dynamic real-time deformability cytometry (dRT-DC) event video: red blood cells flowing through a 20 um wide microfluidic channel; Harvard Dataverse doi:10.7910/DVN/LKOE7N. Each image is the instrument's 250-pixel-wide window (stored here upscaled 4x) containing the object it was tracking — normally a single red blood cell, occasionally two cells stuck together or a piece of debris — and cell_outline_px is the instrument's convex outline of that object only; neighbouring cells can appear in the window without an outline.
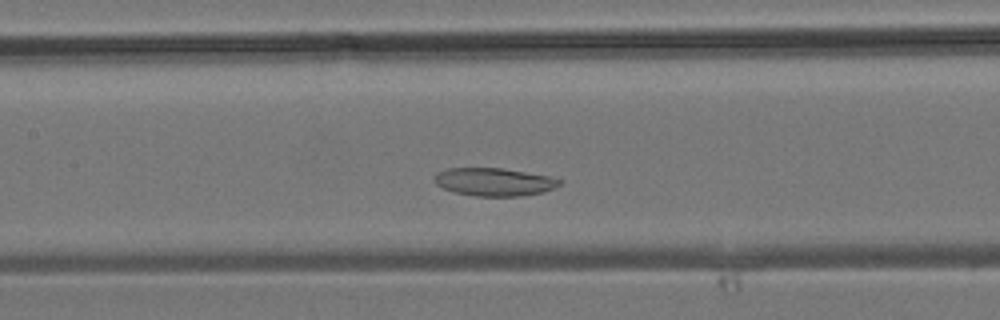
{"species": "common noctule bat (a hibernating species)", "species_latin": "Nyctalus noctula", "temperature_condition": "room temperature", "stored_images_in_passage": 32, "camera_frame_rate_fps": 3000, "um_per_image_px": 0.085, "animal": {"sex": "male", "body_mass_g": 19.2, "forearm_length_mm": 51.8}, "frame": {"image": 1, "passage_image": 10, "time_ms": 3.0, "image_size_px": [1000, 320], "cell_outline_px": [[564, 180], [560, 184], [544, 192], [520, 196], [476, 196], [452, 192], [436, 184], [436, 172], [448, 168], [500, 168], [548, 176]], "centroid_in_image_um": [42.0, 15.46], "position_along_channel_um": 165.4, "area_um2": 20.23}}
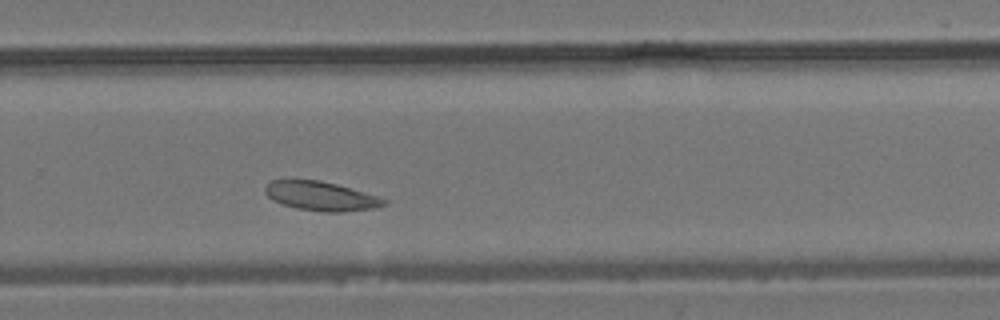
{"frame": {"image": 2, "passage_image": 18, "time_ms": 5.667, "image_size_px": [1000, 320], "cell_outline_px": [[388, 204], [372, 208], [340, 212], [324, 212], [296, 208], [272, 200], [264, 192], [264, 188], [272, 180], [320, 180], [336, 184], [364, 192], [388, 200]], "centroid_in_image_um": [27.27, 16.67], "position_along_channel_um": 302.5, "area_um2": 19.94}}
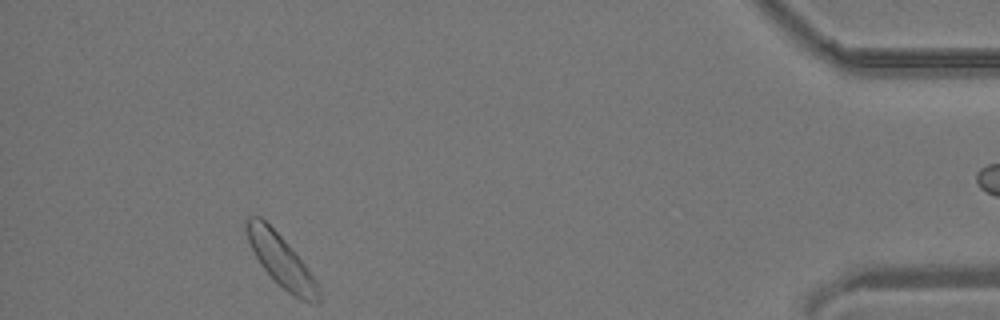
{"frame": {"image": 3, "passage_image": 28, "time_ms": 9.0, "image_size_px": [1000, 320], "cell_outline_px": [[320, 300], [316, 304], [312, 304], [300, 300], [292, 296], [260, 264], [248, 240], [244, 228], [244, 220], [248, 216], [260, 216], [292, 248], [316, 280], [320, 296]], "centroid_in_image_um": [23.89, 22.15], "position_along_channel_um": 411.3, "area_um2": 21.5}}